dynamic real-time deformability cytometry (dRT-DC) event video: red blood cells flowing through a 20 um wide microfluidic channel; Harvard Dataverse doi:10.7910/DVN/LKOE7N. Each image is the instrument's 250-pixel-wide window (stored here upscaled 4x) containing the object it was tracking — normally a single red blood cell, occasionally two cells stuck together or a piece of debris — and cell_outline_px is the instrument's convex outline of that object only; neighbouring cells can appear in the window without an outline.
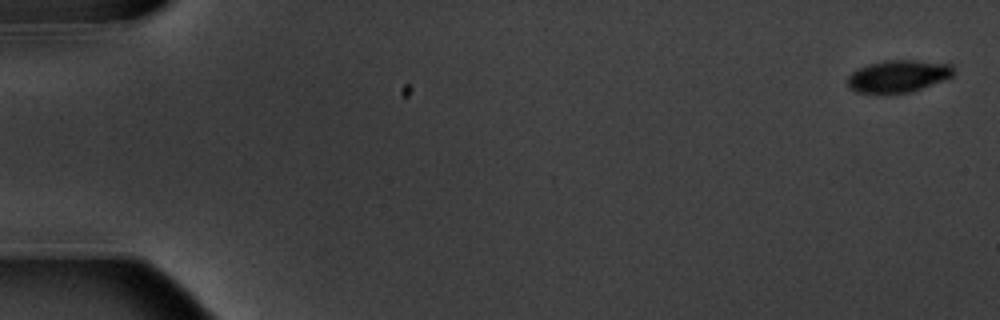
{"species": "common noctule bat (a hibernating species)", "species_latin": "Nyctalus noctula", "temperature_condition": "warm", "stored_images_in_passage": 8, "camera_frame_rate_fps": 3000, "um_per_image_px": 0.085, "animal": {"sex": "male", "body_mass_g": 20.1, "forearm_length_mm": 53.5}, "frame": {"image": 1, "passage_image": 1, "time_ms": 0.0, "image_size_px": [1000, 320], "cell_outline_px": [[952, 76], [912, 92], [856, 92], [848, 84], [848, 76], [852, 72], [860, 68], [872, 64], [888, 60], [916, 60], [952, 64]], "centroid_in_image_um": [76.37, 6.46], "position_along_channel_um": 8.6, "area_um2": 19.25}}
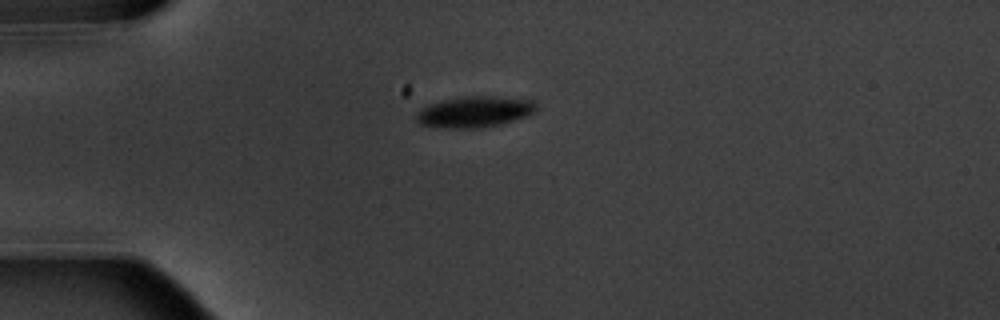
{"frame": {"image": 2, "passage_image": 5, "time_ms": 4.667, "image_size_px": [1000, 320], "cell_outline_px": [[536, 108], [532, 112], [524, 116], [500, 124], [476, 128], [440, 128], [420, 124], [416, 120], [416, 112], [420, 108], [428, 104], [460, 96], [492, 96], [532, 100], [536, 104]], "centroid_in_image_um": [40.25, 9.5], "position_along_channel_um": 44.7, "area_um2": 21.56}}